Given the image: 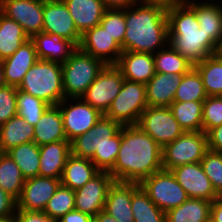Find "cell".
<instances>
[{
  "instance_id": "6da1fadb",
  "label": "cell",
  "mask_w": 222,
  "mask_h": 222,
  "mask_svg": "<svg viewBox=\"0 0 222 222\" xmlns=\"http://www.w3.org/2000/svg\"><path fill=\"white\" fill-rule=\"evenodd\" d=\"M162 169V147L138 125L122 126L116 162L108 172L112 178L140 183Z\"/></svg>"
},
{
  "instance_id": "7a4b0ae2",
  "label": "cell",
  "mask_w": 222,
  "mask_h": 222,
  "mask_svg": "<svg viewBox=\"0 0 222 222\" xmlns=\"http://www.w3.org/2000/svg\"><path fill=\"white\" fill-rule=\"evenodd\" d=\"M124 14V51L155 54L168 45V19L165 9L136 3L124 8Z\"/></svg>"
},
{
  "instance_id": "3957f363",
  "label": "cell",
  "mask_w": 222,
  "mask_h": 222,
  "mask_svg": "<svg viewBox=\"0 0 222 222\" xmlns=\"http://www.w3.org/2000/svg\"><path fill=\"white\" fill-rule=\"evenodd\" d=\"M168 44L194 65L216 53L218 44L199 28L195 11L182 2L166 10Z\"/></svg>"
},
{
  "instance_id": "277c9868",
  "label": "cell",
  "mask_w": 222,
  "mask_h": 222,
  "mask_svg": "<svg viewBox=\"0 0 222 222\" xmlns=\"http://www.w3.org/2000/svg\"><path fill=\"white\" fill-rule=\"evenodd\" d=\"M121 125L105 117L70 141L71 154L90 159L100 171L109 172L115 162L121 144Z\"/></svg>"
},
{
  "instance_id": "5b68a950",
  "label": "cell",
  "mask_w": 222,
  "mask_h": 222,
  "mask_svg": "<svg viewBox=\"0 0 222 222\" xmlns=\"http://www.w3.org/2000/svg\"><path fill=\"white\" fill-rule=\"evenodd\" d=\"M17 89L42 99L50 106L58 105L64 99L62 64L38 59Z\"/></svg>"
},
{
  "instance_id": "8992f818",
  "label": "cell",
  "mask_w": 222,
  "mask_h": 222,
  "mask_svg": "<svg viewBox=\"0 0 222 222\" xmlns=\"http://www.w3.org/2000/svg\"><path fill=\"white\" fill-rule=\"evenodd\" d=\"M106 64L79 47L62 63L64 98H81Z\"/></svg>"
},
{
  "instance_id": "52a82bcc",
  "label": "cell",
  "mask_w": 222,
  "mask_h": 222,
  "mask_svg": "<svg viewBox=\"0 0 222 222\" xmlns=\"http://www.w3.org/2000/svg\"><path fill=\"white\" fill-rule=\"evenodd\" d=\"M208 150L204 131H185L162 148V168L170 171L181 165L200 163Z\"/></svg>"
},
{
  "instance_id": "ba28073f",
  "label": "cell",
  "mask_w": 222,
  "mask_h": 222,
  "mask_svg": "<svg viewBox=\"0 0 222 222\" xmlns=\"http://www.w3.org/2000/svg\"><path fill=\"white\" fill-rule=\"evenodd\" d=\"M147 107L146 85L124 79L120 92L104 116L121 126L137 125Z\"/></svg>"
},
{
  "instance_id": "9c48e42d",
  "label": "cell",
  "mask_w": 222,
  "mask_h": 222,
  "mask_svg": "<svg viewBox=\"0 0 222 222\" xmlns=\"http://www.w3.org/2000/svg\"><path fill=\"white\" fill-rule=\"evenodd\" d=\"M139 185L163 212L176 208L189 197L171 171L160 170L144 178Z\"/></svg>"
},
{
  "instance_id": "30bf717a",
  "label": "cell",
  "mask_w": 222,
  "mask_h": 222,
  "mask_svg": "<svg viewBox=\"0 0 222 222\" xmlns=\"http://www.w3.org/2000/svg\"><path fill=\"white\" fill-rule=\"evenodd\" d=\"M137 125L162 148L184 132L169 107L148 106Z\"/></svg>"
},
{
  "instance_id": "8fae6325",
  "label": "cell",
  "mask_w": 222,
  "mask_h": 222,
  "mask_svg": "<svg viewBox=\"0 0 222 222\" xmlns=\"http://www.w3.org/2000/svg\"><path fill=\"white\" fill-rule=\"evenodd\" d=\"M123 81L124 77L121 70L115 64H108L90 84L81 98L93 108L105 114L120 92Z\"/></svg>"
},
{
  "instance_id": "7c38bea8",
  "label": "cell",
  "mask_w": 222,
  "mask_h": 222,
  "mask_svg": "<svg viewBox=\"0 0 222 222\" xmlns=\"http://www.w3.org/2000/svg\"><path fill=\"white\" fill-rule=\"evenodd\" d=\"M57 106L63 117L64 131L68 141L86 133L104 115L82 98H64Z\"/></svg>"
},
{
  "instance_id": "4fadbf2b",
  "label": "cell",
  "mask_w": 222,
  "mask_h": 222,
  "mask_svg": "<svg viewBox=\"0 0 222 222\" xmlns=\"http://www.w3.org/2000/svg\"><path fill=\"white\" fill-rule=\"evenodd\" d=\"M45 0H0V12L20 24L31 39L43 29Z\"/></svg>"
},
{
  "instance_id": "5bb4252c",
  "label": "cell",
  "mask_w": 222,
  "mask_h": 222,
  "mask_svg": "<svg viewBox=\"0 0 222 222\" xmlns=\"http://www.w3.org/2000/svg\"><path fill=\"white\" fill-rule=\"evenodd\" d=\"M42 32L61 36L73 42L77 47H79L82 37L63 0L44 1Z\"/></svg>"
},
{
  "instance_id": "9a60e30c",
  "label": "cell",
  "mask_w": 222,
  "mask_h": 222,
  "mask_svg": "<svg viewBox=\"0 0 222 222\" xmlns=\"http://www.w3.org/2000/svg\"><path fill=\"white\" fill-rule=\"evenodd\" d=\"M115 180L107 171H100L75 191V209L92 217L104 210L110 186Z\"/></svg>"
},
{
  "instance_id": "2e32d148",
  "label": "cell",
  "mask_w": 222,
  "mask_h": 222,
  "mask_svg": "<svg viewBox=\"0 0 222 222\" xmlns=\"http://www.w3.org/2000/svg\"><path fill=\"white\" fill-rule=\"evenodd\" d=\"M189 198L216 200L211 181L204 173L201 163L181 165L170 170Z\"/></svg>"
},
{
  "instance_id": "e0dca14e",
  "label": "cell",
  "mask_w": 222,
  "mask_h": 222,
  "mask_svg": "<svg viewBox=\"0 0 222 222\" xmlns=\"http://www.w3.org/2000/svg\"><path fill=\"white\" fill-rule=\"evenodd\" d=\"M60 184V179L43 176L26 179L17 200V209L43 212Z\"/></svg>"
},
{
  "instance_id": "ac0fdd59",
  "label": "cell",
  "mask_w": 222,
  "mask_h": 222,
  "mask_svg": "<svg viewBox=\"0 0 222 222\" xmlns=\"http://www.w3.org/2000/svg\"><path fill=\"white\" fill-rule=\"evenodd\" d=\"M79 48L106 65L116 64L123 52L121 46L100 24L82 35Z\"/></svg>"
},
{
  "instance_id": "d6986e66",
  "label": "cell",
  "mask_w": 222,
  "mask_h": 222,
  "mask_svg": "<svg viewBox=\"0 0 222 222\" xmlns=\"http://www.w3.org/2000/svg\"><path fill=\"white\" fill-rule=\"evenodd\" d=\"M137 182L114 181L105 201L104 211L117 222H134L131 200L132 193L139 187Z\"/></svg>"
},
{
  "instance_id": "ffe728a7",
  "label": "cell",
  "mask_w": 222,
  "mask_h": 222,
  "mask_svg": "<svg viewBox=\"0 0 222 222\" xmlns=\"http://www.w3.org/2000/svg\"><path fill=\"white\" fill-rule=\"evenodd\" d=\"M34 42L29 39L10 57L2 60L4 78L7 85L18 87L27 71L37 62Z\"/></svg>"
},
{
  "instance_id": "44dd1931",
  "label": "cell",
  "mask_w": 222,
  "mask_h": 222,
  "mask_svg": "<svg viewBox=\"0 0 222 222\" xmlns=\"http://www.w3.org/2000/svg\"><path fill=\"white\" fill-rule=\"evenodd\" d=\"M124 79L146 84L155 75L153 54L123 51L115 64Z\"/></svg>"
},
{
  "instance_id": "7402d4cb",
  "label": "cell",
  "mask_w": 222,
  "mask_h": 222,
  "mask_svg": "<svg viewBox=\"0 0 222 222\" xmlns=\"http://www.w3.org/2000/svg\"><path fill=\"white\" fill-rule=\"evenodd\" d=\"M184 74L158 73L145 84L148 106L169 107Z\"/></svg>"
},
{
  "instance_id": "603a6c76",
  "label": "cell",
  "mask_w": 222,
  "mask_h": 222,
  "mask_svg": "<svg viewBox=\"0 0 222 222\" xmlns=\"http://www.w3.org/2000/svg\"><path fill=\"white\" fill-rule=\"evenodd\" d=\"M39 176L61 179L67 158L71 154L70 141L62 140L39 146Z\"/></svg>"
},
{
  "instance_id": "cb8c5ba5",
  "label": "cell",
  "mask_w": 222,
  "mask_h": 222,
  "mask_svg": "<svg viewBox=\"0 0 222 222\" xmlns=\"http://www.w3.org/2000/svg\"><path fill=\"white\" fill-rule=\"evenodd\" d=\"M31 40L34 42L38 59L61 64L78 48L73 42L51 33L40 32Z\"/></svg>"
},
{
  "instance_id": "d4e9b609",
  "label": "cell",
  "mask_w": 222,
  "mask_h": 222,
  "mask_svg": "<svg viewBox=\"0 0 222 222\" xmlns=\"http://www.w3.org/2000/svg\"><path fill=\"white\" fill-rule=\"evenodd\" d=\"M75 27L83 35L87 30L100 24L107 9L102 0H63Z\"/></svg>"
},
{
  "instance_id": "484cf974",
  "label": "cell",
  "mask_w": 222,
  "mask_h": 222,
  "mask_svg": "<svg viewBox=\"0 0 222 222\" xmlns=\"http://www.w3.org/2000/svg\"><path fill=\"white\" fill-rule=\"evenodd\" d=\"M195 1L190 0L186 3L195 11L199 28L218 44L222 37V2L218 3L217 0V3L214 2L215 0H204V3Z\"/></svg>"
},
{
  "instance_id": "4316f807",
  "label": "cell",
  "mask_w": 222,
  "mask_h": 222,
  "mask_svg": "<svg viewBox=\"0 0 222 222\" xmlns=\"http://www.w3.org/2000/svg\"><path fill=\"white\" fill-rule=\"evenodd\" d=\"M62 140L67 138L60 108L57 105L49 106L34 126L33 142L41 146Z\"/></svg>"
},
{
  "instance_id": "83f0119b",
  "label": "cell",
  "mask_w": 222,
  "mask_h": 222,
  "mask_svg": "<svg viewBox=\"0 0 222 222\" xmlns=\"http://www.w3.org/2000/svg\"><path fill=\"white\" fill-rule=\"evenodd\" d=\"M99 172L100 170L90 159L70 154L63 169L60 182L63 186L76 191Z\"/></svg>"
},
{
  "instance_id": "f1b7e54d",
  "label": "cell",
  "mask_w": 222,
  "mask_h": 222,
  "mask_svg": "<svg viewBox=\"0 0 222 222\" xmlns=\"http://www.w3.org/2000/svg\"><path fill=\"white\" fill-rule=\"evenodd\" d=\"M33 138L34 126L18 115L0 126V146L5 153L20 144L32 142Z\"/></svg>"
},
{
  "instance_id": "f546056e",
  "label": "cell",
  "mask_w": 222,
  "mask_h": 222,
  "mask_svg": "<svg viewBox=\"0 0 222 222\" xmlns=\"http://www.w3.org/2000/svg\"><path fill=\"white\" fill-rule=\"evenodd\" d=\"M211 201L188 198L165 213L166 222H205L210 217Z\"/></svg>"
},
{
  "instance_id": "4dcf8cb0",
  "label": "cell",
  "mask_w": 222,
  "mask_h": 222,
  "mask_svg": "<svg viewBox=\"0 0 222 222\" xmlns=\"http://www.w3.org/2000/svg\"><path fill=\"white\" fill-rule=\"evenodd\" d=\"M29 39L20 24L0 12V61L10 57Z\"/></svg>"
},
{
  "instance_id": "1f68e13d",
  "label": "cell",
  "mask_w": 222,
  "mask_h": 222,
  "mask_svg": "<svg viewBox=\"0 0 222 222\" xmlns=\"http://www.w3.org/2000/svg\"><path fill=\"white\" fill-rule=\"evenodd\" d=\"M6 153L20 168L25 180L39 176L40 153L39 146L35 142L20 144Z\"/></svg>"
},
{
  "instance_id": "d6a6232c",
  "label": "cell",
  "mask_w": 222,
  "mask_h": 222,
  "mask_svg": "<svg viewBox=\"0 0 222 222\" xmlns=\"http://www.w3.org/2000/svg\"><path fill=\"white\" fill-rule=\"evenodd\" d=\"M199 72L207 96H222V59L216 54L194 65Z\"/></svg>"
},
{
  "instance_id": "836d02e7",
  "label": "cell",
  "mask_w": 222,
  "mask_h": 222,
  "mask_svg": "<svg viewBox=\"0 0 222 222\" xmlns=\"http://www.w3.org/2000/svg\"><path fill=\"white\" fill-rule=\"evenodd\" d=\"M204 101H174L169 108L184 132L203 131L202 109Z\"/></svg>"
},
{
  "instance_id": "e575fe53",
  "label": "cell",
  "mask_w": 222,
  "mask_h": 222,
  "mask_svg": "<svg viewBox=\"0 0 222 222\" xmlns=\"http://www.w3.org/2000/svg\"><path fill=\"white\" fill-rule=\"evenodd\" d=\"M155 72L158 73H175L186 74L193 67L187 58L173 49L169 44L153 54Z\"/></svg>"
},
{
  "instance_id": "d590c367",
  "label": "cell",
  "mask_w": 222,
  "mask_h": 222,
  "mask_svg": "<svg viewBox=\"0 0 222 222\" xmlns=\"http://www.w3.org/2000/svg\"><path fill=\"white\" fill-rule=\"evenodd\" d=\"M24 182L25 178L20 168L7 153H4L0 159V188L17 201L21 195Z\"/></svg>"
},
{
  "instance_id": "8d00e7d4",
  "label": "cell",
  "mask_w": 222,
  "mask_h": 222,
  "mask_svg": "<svg viewBox=\"0 0 222 222\" xmlns=\"http://www.w3.org/2000/svg\"><path fill=\"white\" fill-rule=\"evenodd\" d=\"M131 207L134 222H166L165 212L153 203L141 186L132 193Z\"/></svg>"
},
{
  "instance_id": "74e56055",
  "label": "cell",
  "mask_w": 222,
  "mask_h": 222,
  "mask_svg": "<svg viewBox=\"0 0 222 222\" xmlns=\"http://www.w3.org/2000/svg\"><path fill=\"white\" fill-rule=\"evenodd\" d=\"M207 97L201 76L193 67L183 75V79L176 90L174 101H204Z\"/></svg>"
},
{
  "instance_id": "f35d334b",
  "label": "cell",
  "mask_w": 222,
  "mask_h": 222,
  "mask_svg": "<svg viewBox=\"0 0 222 222\" xmlns=\"http://www.w3.org/2000/svg\"><path fill=\"white\" fill-rule=\"evenodd\" d=\"M17 115L22 117L26 123L35 126L42 114L50 106L42 99L36 98L23 91L17 90L16 96Z\"/></svg>"
},
{
  "instance_id": "ab89813d",
  "label": "cell",
  "mask_w": 222,
  "mask_h": 222,
  "mask_svg": "<svg viewBox=\"0 0 222 222\" xmlns=\"http://www.w3.org/2000/svg\"><path fill=\"white\" fill-rule=\"evenodd\" d=\"M73 209H75V191L60 184L43 212L58 221Z\"/></svg>"
},
{
  "instance_id": "60d3db41",
  "label": "cell",
  "mask_w": 222,
  "mask_h": 222,
  "mask_svg": "<svg viewBox=\"0 0 222 222\" xmlns=\"http://www.w3.org/2000/svg\"><path fill=\"white\" fill-rule=\"evenodd\" d=\"M100 25L121 46L122 51H124V35L126 31L124 8H107L100 21Z\"/></svg>"
},
{
  "instance_id": "b9f144b4",
  "label": "cell",
  "mask_w": 222,
  "mask_h": 222,
  "mask_svg": "<svg viewBox=\"0 0 222 222\" xmlns=\"http://www.w3.org/2000/svg\"><path fill=\"white\" fill-rule=\"evenodd\" d=\"M203 131L207 134L212 128L222 125V96H208L202 109Z\"/></svg>"
},
{
  "instance_id": "7bdbcfd3",
  "label": "cell",
  "mask_w": 222,
  "mask_h": 222,
  "mask_svg": "<svg viewBox=\"0 0 222 222\" xmlns=\"http://www.w3.org/2000/svg\"><path fill=\"white\" fill-rule=\"evenodd\" d=\"M204 173L212 183L216 193L222 190V153L208 150L201 160Z\"/></svg>"
},
{
  "instance_id": "ee69618b",
  "label": "cell",
  "mask_w": 222,
  "mask_h": 222,
  "mask_svg": "<svg viewBox=\"0 0 222 222\" xmlns=\"http://www.w3.org/2000/svg\"><path fill=\"white\" fill-rule=\"evenodd\" d=\"M17 90L12 85L0 87V126L17 115Z\"/></svg>"
},
{
  "instance_id": "f6af8a7d",
  "label": "cell",
  "mask_w": 222,
  "mask_h": 222,
  "mask_svg": "<svg viewBox=\"0 0 222 222\" xmlns=\"http://www.w3.org/2000/svg\"><path fill=\"white\" fill-rule=\"evenodd\" d=\"M13 222H57L42 211L16 209Z\"/></svg>"
},
{
  "instance_id": "bcb514c9",
  "label": "cell",
  "mask_w": 222,
  "mask_h": 222,
  "mask_svg": "<svg viewBox=\"0 0 222 222\" xmlns=\"http://www.w3.org/2000/svg\"><path fill=\"white\" fill-rule=\"evenodd\" d=\"M17 201L0 188V218H14Z\"/></svg>"
},
{
  "instance_id": "7dc6e473",
  "label": "cell",
  "mask_w": 222,
  "mask_h": 222,
  "mask_svg": "<svg viewBox=\"0 0 222 222\" xmlns=\"http://www.w3.org/2000/svg\"><path fill=\"white\" fill-rule=\"evenodd\" d=\"M207 138L209 150L222 153V125L212 128Z\"/></svg>"
},
{
  "instance_id": "c3c4849f",
  "label": "cell",
  "mask_w": 222,
  "mask_h": 222,
  "mask_svg": "<svg viewBox=\"0 0 222 222\" xmlns=\"http://www.w3.org/2000/svg\"><path fill=\"white\" fill-rule=\"evenodd\" d=\"M93 217L79 210L73 209L63 215L57 222H92Z\"/></svg>"
},
{
  "instance_id": "681fc988",
  "label": "cell",
  "mask_w": 222,
  "mask_h": 222,
  "mask_svg": "<svg viewBox=\"0 0 222 222\" xmlns=\"http://www.w3.org/2000/svg\"><path fill=\"white\" fill-rule=\"evenodd\" d=\"M140 4L159 6L165 10L171 9L182 3L181 0H137Z\"/></svg>"
},
{
  "instance_id": "f907efd6",
  "label": "cell",
  "mask_w": 222,
  "mask_h": 222,
  "mask_svg": "<svg viewBox=\"0 0 222 222\" xmlns=\"http://www.w3.org/2000/svg\"><path fill=\"white\" fill-rule=\"evenodd\" d=\"M106 6V8H117V9H123V8H129L133 4L138 3L137 0H102Z\"/></svg>"
},
{
  "instance_id": "816d5d0a",
  "label": "cell",
  "mask_w": 222,
  "mask_h": 222,
  "mask_svg": "<svg viewBox=\"0 0 222 222\" xmlns=\"http://www.w3.org/2000/svg\"><path fill=\"white\" fill-rule=\"evenodd\" d=\"M210 217L216 222H222V205H220L216 200L211 203Z\"/></svg>"
},
{
  "instance_id": "f5cc1de1",
  "label": "cell",
  "mask_w": 222,
  "mask_h": 222,
  "mask_svg": "<svg viewBox=\"0 0 222 222\" xmlns=\"http://www.w3.org/2000/svg\"><path fill=\"white\" fill-rule=\"evenodd\" d=\"M92 222H117V221L107 212L102 210L96 216L93 217Z\"/></svg>"
},
{
  "instance_id": "db71d44e",
  "label": "cell",
  "mask_w": 222,
  "mask_h": 222,
  "mask_svg": "<svg viewBox=\"0 0 222 222\" xmlns=\"http://www.w3.org/2000/svg\"><path fill=\"white\" fill-rule=\"evenodd\" d=\"M6 85L7 84L4 78L3 64L2 61H0V87H4Z\"/></svg>"
},
{
  "instance_id": "11a10c76",
  "label": "cell",
  "mask_w": 222,
  "mask_h": 222,
  "mask_svg": "<svg viewBox=\"0 0 222 222\" xmlns=\"http://www.w3.org/2000/svg\"><path fill=\"white\" fill-rule=\"evenodd\" d=\"M219 58L222 59V37L220 42L218 43L217 49H216V53H215Z\"/></svg>"
},
{
  "instance_id": "9f6ffc18",
  "label": "cell",
  "mask_w": 222,
  "mask_h": 222,
  "mask_svg": "<svg viewBox=\"0 0 222 222\" xmlns=\"http://www.w3.org/2000/svg\"><path fill=\"white\" fill-rule=\"evenodd\" d=\"M216 201L222 205V190L217 193Z\"/></svg>"
},
{
  "instance_id": "6f0895ef",
  "label": "cell",
  "mask_w": 222,
  "mask_h": 222,
  "mask_svg": "<svg viewBox=\"0 0 222 222\" xmlns=\"http://www.w3.org/2000/svg\"><path fill=\"white\" fill-rule=\"evenodd\" d=\"M0 222H13V218H0Z\"/></svg>"
},
{
  "instance_id": "680465c9",
  "label": "cell",
  "mask_w": 222,
  "mask_h": 222,
  "mask_svg": "<svg viewBox=\"0 0 222 222\" xmlns=\"http://www.w3.org/2000/svg\"><path fill=\"white\" fill-rule=\"evenodd\" d=\"M4 151L2 150V148H1V146H0V159H1V157L4 155Z\"/></svg>"
},
{
  "instance_id": "91938a15",
  "label": "cell",
  "mask_w": 222,
  "mask_h": 222,
  "mask_svg": "<svg viewBox=\"0 0 222 222\" xmlns=\"http://www.w3.org/2000/svg\"><path fill=\"white\" fill-rule=\"evenodd\" d=\"M205 222H216V221L213 220L211 217H209Z\"/></svg>"
}]
</instances>
